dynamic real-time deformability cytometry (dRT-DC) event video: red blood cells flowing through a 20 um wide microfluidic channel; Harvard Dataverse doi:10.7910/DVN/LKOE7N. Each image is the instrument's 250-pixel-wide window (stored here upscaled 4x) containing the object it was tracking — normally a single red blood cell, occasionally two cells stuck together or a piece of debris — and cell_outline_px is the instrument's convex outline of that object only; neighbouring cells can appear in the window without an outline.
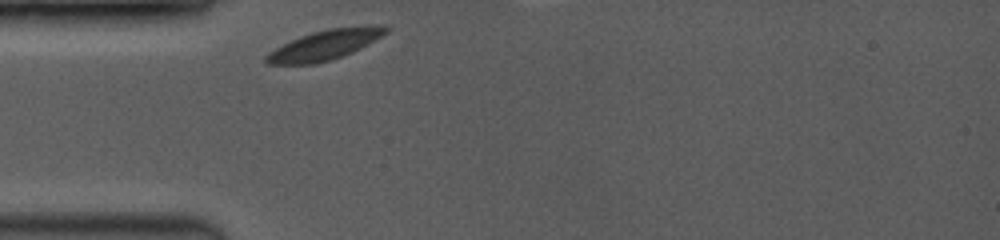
{"species": "common noctule bat (a hibernating species)", "species_latin": "Nyctalus noctula", "temperature_condition": "room temperature", "stored_images_in_passage": 10, "camera_frame_rate_fps": 3500, "um_per_image_px": 0.085, "animal": {"sex": "female", "body_mass_g": 19.0, "forearm_length_mm": 53.3}, "frame": {"image": 1, "passage_image": 1, "time_ms": 0.0, "image_size_px": [1000, 240], "cell_outline_px": [[392, 28], [388, 32], [368, 44], [352, 52], [316, 64], [268, 64], [264, 60], [264, 56], [268, 52], [300, 36], [312, 32], [328, 28], [384, 24], [388, 24]], "centroid_in_image_um": [27.66, 3.79], "position_along_channel_um": 57.3, "area_um2": 20.87}}
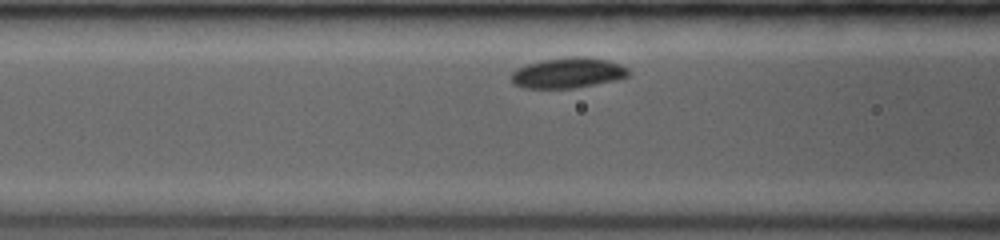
{"frame": {"image": 2, "passage_image": 7, "time_ms": 1.714, "image_size_px": [1000, 240], "cell_outline_px": [[628, 76], [616, 80], [596, 84], [572, 88], [520, 88], [512, 84], [512, 72], [516, 68], [528, 64], [544, 60], [572, 56], [584, 56], [608, 60], [620, 64], [628, 68]], "centroid_in_image_um": [48.26, 6.2], "position_along_channel_um": 118.3, "area_um2": 20.81}}